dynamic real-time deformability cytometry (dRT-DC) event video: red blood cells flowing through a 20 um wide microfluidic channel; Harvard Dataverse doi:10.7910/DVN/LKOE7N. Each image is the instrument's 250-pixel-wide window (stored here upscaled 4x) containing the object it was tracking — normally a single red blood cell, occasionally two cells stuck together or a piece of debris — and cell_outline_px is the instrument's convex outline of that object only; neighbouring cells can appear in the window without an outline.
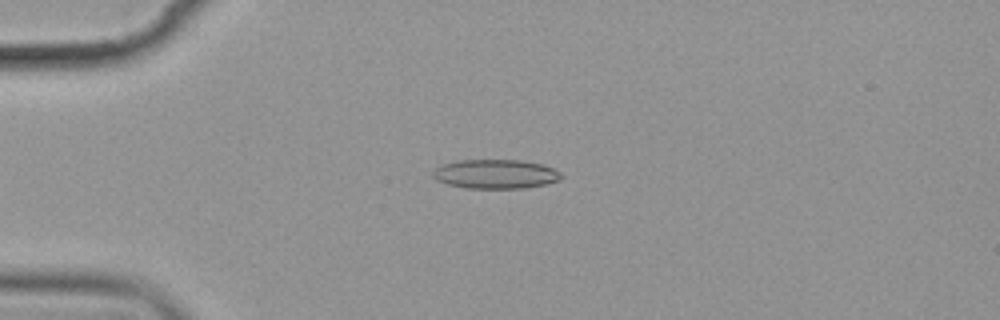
{"species": "common noctule bat (a hibernating species)", "species_latin": "Nyctalus noctula", "temperature_condition": "cold", "stored_images_in_passage": 6, "camera_frame_rate_fps": 3000, "um_per_image_px": 0.085, "animal": {"sex": "female", "body_mass_g": 19.9}, "frame": {"image": 1, "passage_image": 5, "time_ms": 4.667, "image_size_px": [1000, 320], "cell_outline_px": [[564, 176], [560, 180], [544, 184], [524, 188], [468, 188], [448, 184], [436, 180], [432, 176], [432, 172], [440, 164], [460, 160], [520, 160], [544, 164], [560, 172]], "centroid_in_image_um": [42.12, 14.78], "position_along_channel_um": 42.9, "area_um2": 21.91}}